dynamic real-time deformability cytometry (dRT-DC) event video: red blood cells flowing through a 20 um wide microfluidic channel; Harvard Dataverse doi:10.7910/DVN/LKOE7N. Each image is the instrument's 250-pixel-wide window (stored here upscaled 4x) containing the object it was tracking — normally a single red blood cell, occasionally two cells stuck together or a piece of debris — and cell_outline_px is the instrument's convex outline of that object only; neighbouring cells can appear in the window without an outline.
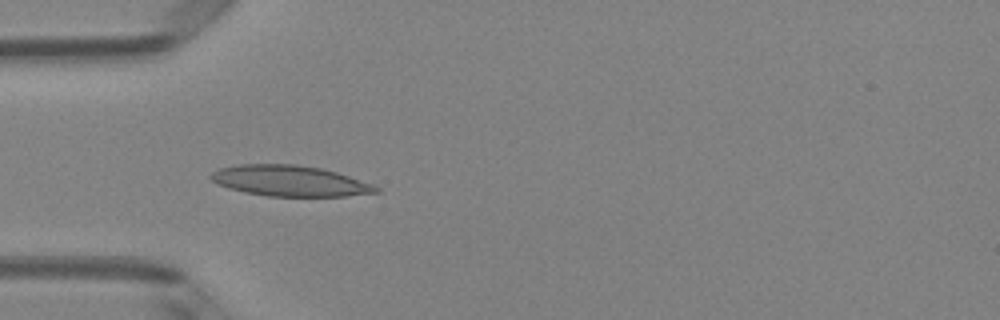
{"species": "Egyptian fruit bat (a non-hibernating species)", "species_latin": "Rousettus aegyptiacus", "temperature_condition": "room temperature", "stored_images_in_passage": 6, "camera_frame_rate_fps": 3000, "um_per_image_px": 0.085, "animal": {"sex": "female"}, "frame": {"image": 1, "passage_image": 5, "time_ms": 1.333, "image_size_px": [1000, 320], "cell_outline_px": [[380, 192], [348, 196], [268, 196], [244, 192], [228, 188], [216, 184], [208, 176], [212, 172], [220, 168], [240, 164], [296, 164], [320, 168], [336, 172], [372, 184], [380, 188]], "centroid_in_image_um": [24.61, 15.37], "position_along_channel_um": 60.4, "area_um2": 29.59}}
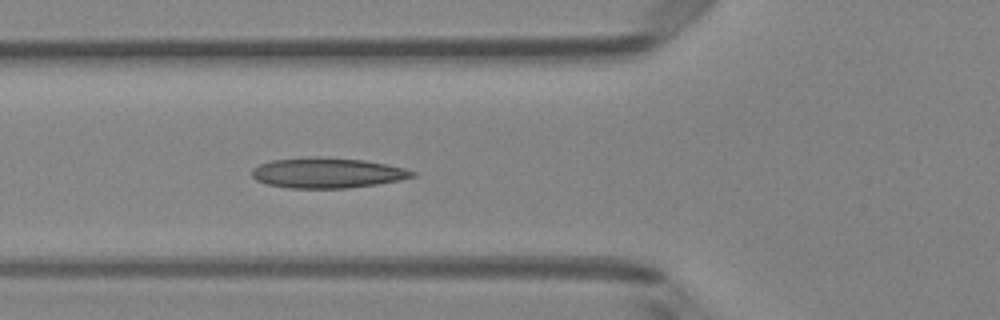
{"frame": {"image": 2, "passage_image": 6, "time_ms": 1.667, "image_size_px": [1000, 320], "cell_outline_px": [[416, 176], [400, 180], [376, 184], [348, 188], [288, 188], [268, 184], [256, 180], [252, 176], [252, 168], [260, 164], [272, 160], [308, 156], [320, 156], [364, 160], [388, 164], [404, 168], [416, 172]], "centroid_in_image_um": [27.82, 14.68], "position_along_channel_um": 98.0, "area_um2": 28.55}}